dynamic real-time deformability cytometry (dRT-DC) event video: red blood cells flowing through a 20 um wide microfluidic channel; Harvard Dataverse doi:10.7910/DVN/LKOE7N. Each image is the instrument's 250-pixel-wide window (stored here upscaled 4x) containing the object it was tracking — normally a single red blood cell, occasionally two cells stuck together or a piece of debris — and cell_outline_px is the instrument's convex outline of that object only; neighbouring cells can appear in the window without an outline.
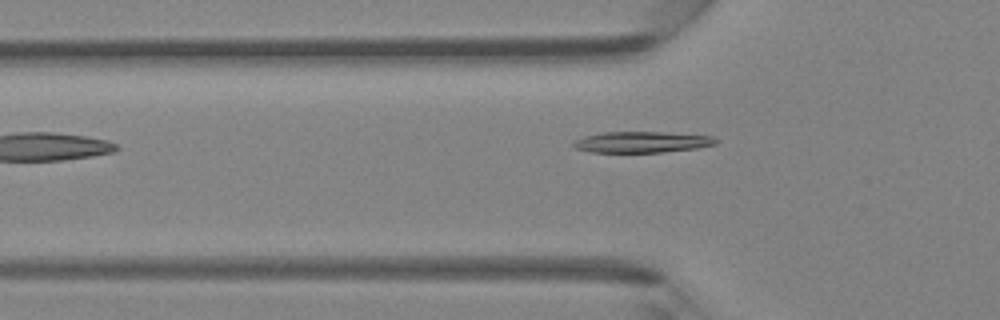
{"species": "Egyptian fruit bat (a non-hibernating species)", "species_latin": "Rousettus aegyptiacus", "temperature_condition": "room temperature", "stored_images_in_passage": 6, "camera_frame_rate_fps": 3000, "um_per_image_px": 0.085, "animal": {"sex": "female"}, "frame": {"image": 1, "passage_image": 5, "time_ms": 4.667, "image_size_px": [1000, 320], "cell_outline_px": [[720, 140], [716, 144], [696, 148], [660, 152], [588, 152], [576, 148], [572, 144], [576, 140], [584, 136], [604, 132], [660, 132], [712, 136]], "centroid_in_image_um": [54.56, 12.07], "position_along_channel_um": 71.2, "area_um2": 17.34}}
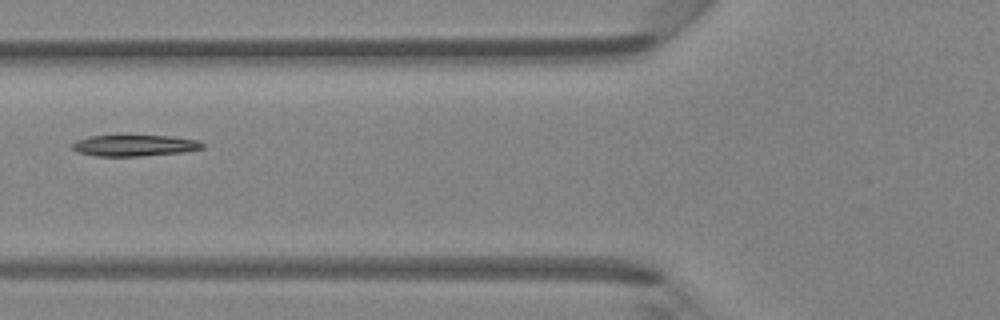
{"frame": {"image": 2, "passage_image": 6, "time_ms": 5.667, "image_size_px": [1000, 320], "cell_outline_px": [[204, 148], [184, 152], [140, 156], [96, 156], [76, 152], [72, 148], [72, 144], [76, 140], [88, 136], [172, 136], [196, 140], [204, 144]], "centroid_in_image_um": [11.41, 12.37], "position_along_channel_um": 114.4, "area_um2": 16.07}}